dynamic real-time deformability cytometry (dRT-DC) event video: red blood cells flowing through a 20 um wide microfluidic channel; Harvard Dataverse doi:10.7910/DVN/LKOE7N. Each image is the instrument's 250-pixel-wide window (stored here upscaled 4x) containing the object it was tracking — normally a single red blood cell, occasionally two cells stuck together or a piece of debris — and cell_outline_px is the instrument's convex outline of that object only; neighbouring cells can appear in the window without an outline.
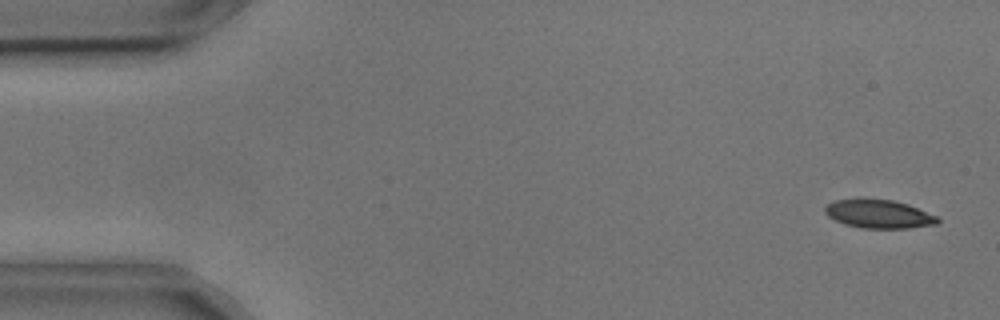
{"species": "common noctule bat (a hibernating species)", "species_latin": "Nyctalus noctula", "temperature_condition": "cold", "stored_images_in_passage": 10, "camera_frame_rate_fps": 3000, "um_per_image_px": 0.085, "animal": {"sex": "male", "body_mass_g": 17.9, "forearm_length_mm": 54.2}, "frame": {"image": 1, "passage_image": 1, "time_ms": 0.0, "image_size_px": [1000, 320], "cell_outline_px": [[940, 220], [936, 224], [908, 228], [864, 228], [844, 224], [828, 216], [824, 212], [824, 208], [832, 200], [860, 196], [864, 196], [892, 200], [908, 204], [936, 216]], "centroid_in_image_um": [74.62, 18.14], "position_along_channel_um": 10.4, "area_um2": 19.19}}
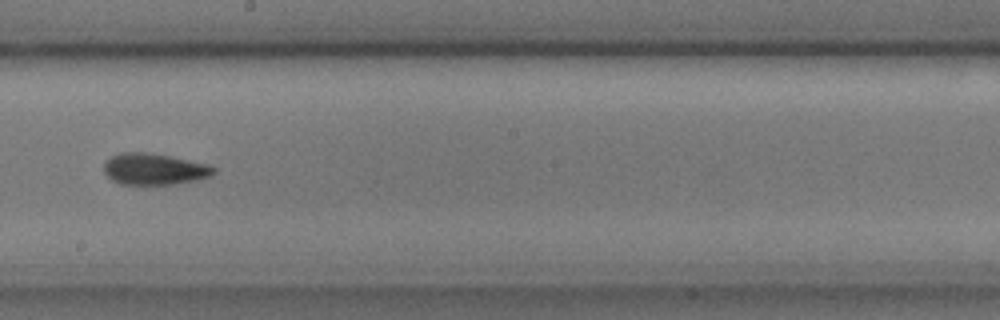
{"frame": {"image": 2, "passage_image": 9, "time_ms": 2.667, "image_size_px": [1000, 320], "cell_outline_px": [[216, 172], [212, 176], [200, 180], [172, 184], [120, 184], [112, 180], [104, 172], [104, 164], [112, 156], [120, 152], [148, 152], [208, 164], [216, 168]], "centroid_in_image_um": [13.14, 14.38], "position_along_channel_um": 235.1, "area_um2": 20.11}}
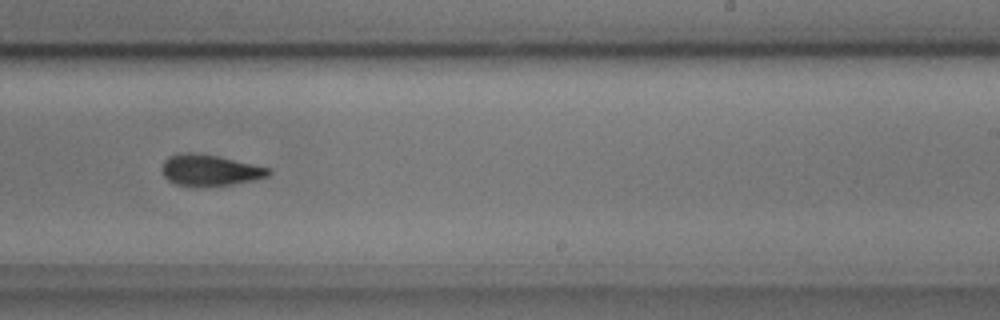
{"frame": {"image": 3, "passage_image": 10, "time_ms": 3.0, "image_size_px": [1000, 320], "cell_outline_px": [[272, 172], [268, 176], [252, 180], [232, 184], [176, 184], [168, 180], [164, 176], [160, 168], [164, 160], [168, 156], [184, 152], [196, 152], [220, 156], [272, 168]], "centroid_in_image_um": [17.84, 14.41], "position_along_channel_um": 271.2, "area_um2": 19.13}}